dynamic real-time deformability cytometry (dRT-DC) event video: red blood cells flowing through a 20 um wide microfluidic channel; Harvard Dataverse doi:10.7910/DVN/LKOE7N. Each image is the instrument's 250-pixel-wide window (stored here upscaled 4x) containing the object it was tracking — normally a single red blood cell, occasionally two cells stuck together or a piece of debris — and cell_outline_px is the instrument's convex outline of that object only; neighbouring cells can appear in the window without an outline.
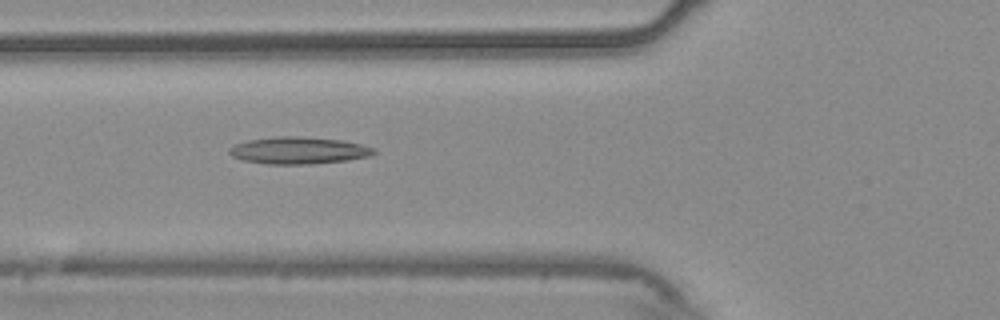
{"species": "common noctule bat (a hibernating species)", "species_latin": "Nyctalus noctula", "temperature_condition": "warm", "stored_images_in_passage": 54, "camera_frame_rate_fps": 3000, "um_per_image_px": 0.085, "animal": {"sex": "male", "body_mass_g": 20.4}, "frame": {"image": 1, "passage_image": 20, "time_ms": 6.333, "image_size_px": [1000, 320], "cell_outline_px": [[376, 152], [368, 156], [348, 160], [312, 164], [268, 164], [244, 160], [232, 156], [228, 152], [228, 148], [236, 144], [248, 140], [276, 136], [300, 136], [340, 140], [360, 144], [376, 148]], "centroid_in_image_um": [25.37, 12.78], "position_along_channel_um": 100.4, "area_um2": 22.72}}
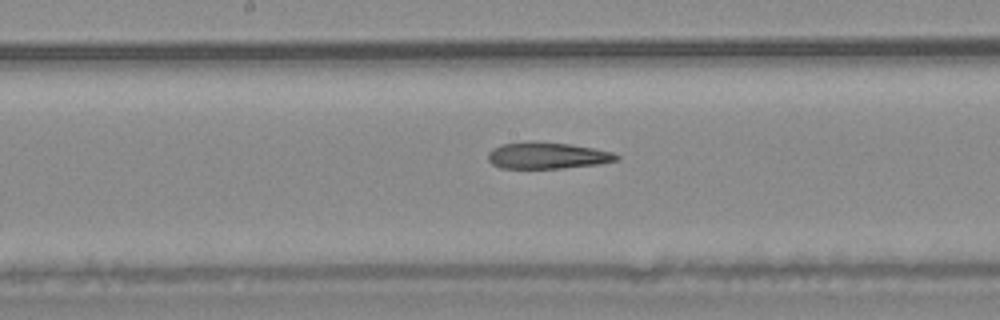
{"frame": {"image": 2, "passage_image": 28, "time_ms": 9.0, "image_size_px": [1000, 320], "cell_outline_px": [[620, 160], [600, 164], [564, 168], [500, 168], [492, 164], [488, 160], [488, 152], [492, 148], [500, 144], [572, 144], [612, 152], [620, 156]], "centroid_in_image_um": [46.56, 13.27], "position_along_channel_um": 201.6, "area_um2": 19.19}}
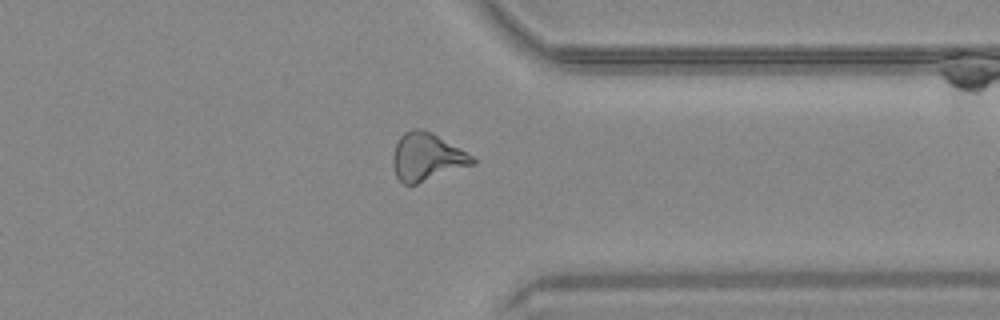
{"frame": {"image": 3, "passage_image": 42, "time_ms": 13.667, "image_size_px": [1000, 320], "cell_outline_px": [[476, 164], [416, 184], [404, 184], [396, 176], [392, 164], [392, 156], [396, 144], [400, 136], [404, 132], [412, 128], [424, 128], [432, 132], [472, 156], [476, 160]], "centroid_in_image_um": [36.26, 13.33], "position_along_channel_um": 375.1, "area_um2": 22.14}, "authors_computed_cell_mechanics": {"area_um2": 21.9929, "velocity_mm_per_s": 3.7947, "shape_relaxation_time_tau1_ms": null, "shape_relaxation_time_tau2_ms": 3.4957, "deformation_change_tau1": null, "deformation_change_tau2": 0.1383}}